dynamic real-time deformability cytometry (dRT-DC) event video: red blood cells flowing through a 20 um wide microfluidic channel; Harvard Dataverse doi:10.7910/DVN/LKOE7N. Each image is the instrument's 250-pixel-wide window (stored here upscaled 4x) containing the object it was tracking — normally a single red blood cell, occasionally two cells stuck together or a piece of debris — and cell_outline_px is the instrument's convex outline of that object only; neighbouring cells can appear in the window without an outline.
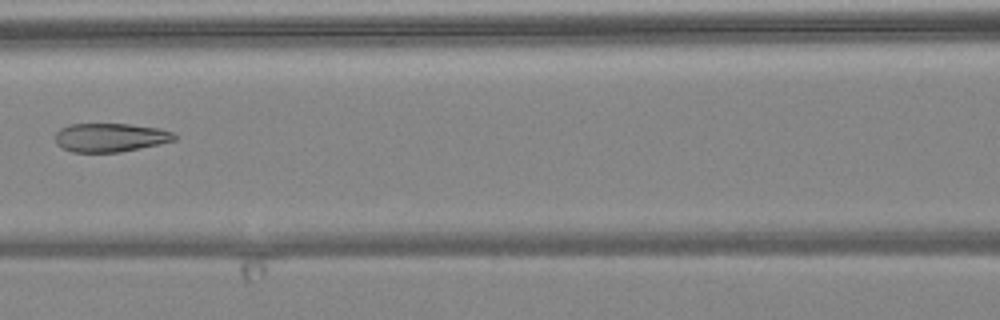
{"species": "common noctule bat (a hibernating species)", "species_latin": "Nyctalus noctula", "temperature_condition": "warm", "stored_images_in_passage": 6, "camera_frame_rate_fps": 3000, "um_per_image_px": 0.085, "animal": {"sex": "female", "body_mass_g": 24.6, "forearm_length_mm": 56.2}, "frame": {"image": 1, "passage_image": 6, "time_ms": 6.333, "image_size_px": [1000, 320], "cell_outline_px": [[176, 140], [160, 144], [120, 152], [72, 152], [56, 144], [56, 132], [60, 128], [68, 124], [128, 124], [160, 128], [172, 132], [176, 136]], "centroid_in_image_um": [9.38, 11.68], "position_along_channel_um": 157.2, "area_um2": 19.94}}